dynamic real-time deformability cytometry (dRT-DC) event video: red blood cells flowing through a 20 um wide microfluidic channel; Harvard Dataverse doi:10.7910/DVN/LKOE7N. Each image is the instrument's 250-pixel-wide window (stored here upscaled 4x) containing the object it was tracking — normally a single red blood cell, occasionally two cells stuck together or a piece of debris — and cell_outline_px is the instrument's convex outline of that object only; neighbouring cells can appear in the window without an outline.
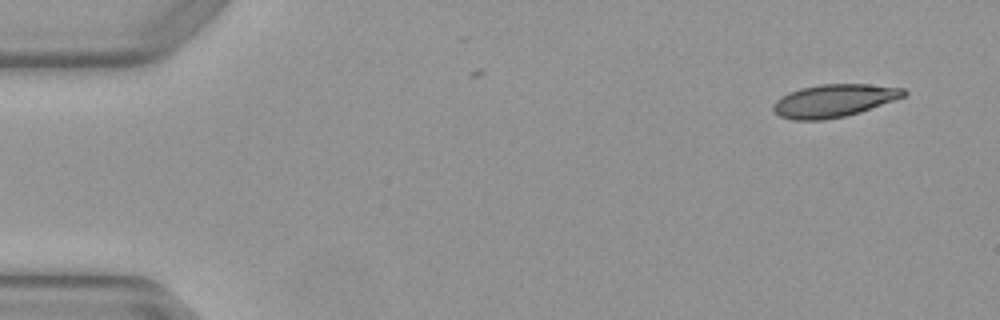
{"species": "Egyptian fruit bat (a non-hibernating species)", "species_latin": "Rousettus aegyptiacus", "temperature_condition": "warm", "stored_images_in_passage": 2, "camera_frame_rate_fps": 3000, "um_per_image_px": 0.085, "animal": {"sex": "female"}, "frame": {"image": 1, "passage_image": 2, "time_ms": 0.333, "image_size_px": [1000, 320], "cell_outline_px": [[908, 92], [904, 96], [860, 112], [844, 116], [824, 120], [796, 120], [780, 116], [772, 108], [772, 104], [780, 96], [800, 88], [820, 84], [868, 84], [904, 88]], "centroid_in_image_um": [70.86, 8.55], "position_along_channel_um": 14.1, "area_um2": 24.8}}